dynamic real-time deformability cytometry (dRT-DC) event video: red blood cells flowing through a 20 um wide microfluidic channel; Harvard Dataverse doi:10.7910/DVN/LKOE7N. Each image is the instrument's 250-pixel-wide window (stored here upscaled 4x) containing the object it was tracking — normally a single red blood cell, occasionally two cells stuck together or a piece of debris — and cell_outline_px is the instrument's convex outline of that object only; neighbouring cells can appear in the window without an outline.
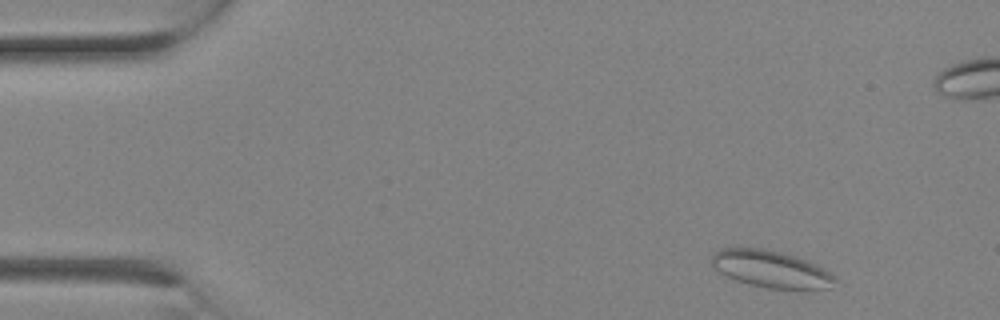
{"species": "Egyptian fruit bat (a non-hibernating species)", "species_latin": "Rousettus aegyptiacus", "temperature_condition": "room temperature", "stored_images_in_passage": 2, "camera_frame_rate_fps": 3000, "um_per_image_px": 0.085, "animal": {"sex": "female"}, "frame": {"image": 1, "passage_image": 2, "time_ms": 0.333, "image_size_px": [1000, 320], "cell_outline_px": [[836, 280], [828, 288], [768, 288], [748, 284], [736, 280], [712, 268], [712, 256], [720, 248], [768, 248], [808, 260], [832, 272], [836, 276]], "centroid_in_image_um": [65.53, 22.85], "position_along_channel_um": 19.5, "area_um2": 26.53}}